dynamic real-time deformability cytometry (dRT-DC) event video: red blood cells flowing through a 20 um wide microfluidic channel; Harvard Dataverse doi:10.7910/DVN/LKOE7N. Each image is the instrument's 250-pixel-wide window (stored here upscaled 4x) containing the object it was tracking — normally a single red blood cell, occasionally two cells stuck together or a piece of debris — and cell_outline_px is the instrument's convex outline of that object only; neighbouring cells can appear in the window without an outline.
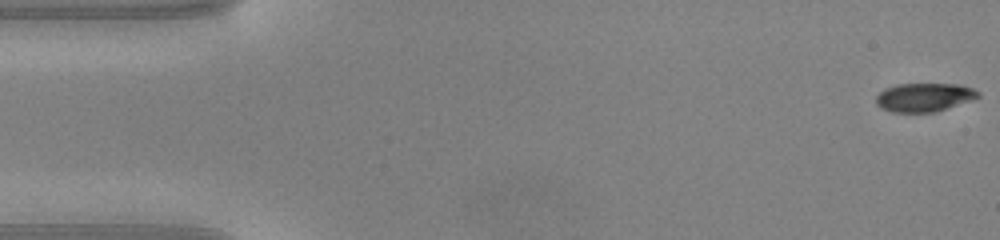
{"species": "common noctule bat (a hibernating species)", "species_latin": "Nyctalus noctula", "temperature_condition": "warm", "stored_images_in_passage": 49, "camera_frame_rate_fps": 3000, "um_per_image_px": 0.085, "animal": {"sex": "male", "body_mass_g": 20.0, "forearm_length_mm": 53.3}, "frame": {"image": 1, "passage_image": 1, "time_ms": 0.0, "image_size_px": [1000, 240], "cell_outline_px": [[980, 96], [972, 100], [936, 112], [892, 112], [880, 108], [876, 104], [876, 96], [884, 88], [896, 84], [960, 84], [972, 88], [980, 92]], "centroid_in_image_um": [78.55, 8.27], "position_along_channel_um": 6.5, "area_um2": 17.17}}
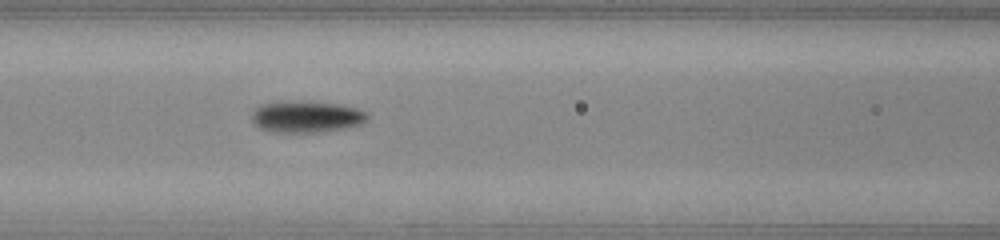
{"frame": {"image": 2, "passage_image": 20, "time_ms": 6.333, "image_size_px": [1000, 240], "cell_outline_px": [[368, 120], [360, 124], [348, 128], [316, 132], [272, 132], [260, 128], [252, 120], [252, 112], [260, 104], [292, 100], [300, 100], [340, 104], [356, 108], [368, 112]], "centroid_in_image_um": [26.06, 9.9], "position_along_channel_um": 140.5, "area_um2": 21.56}}
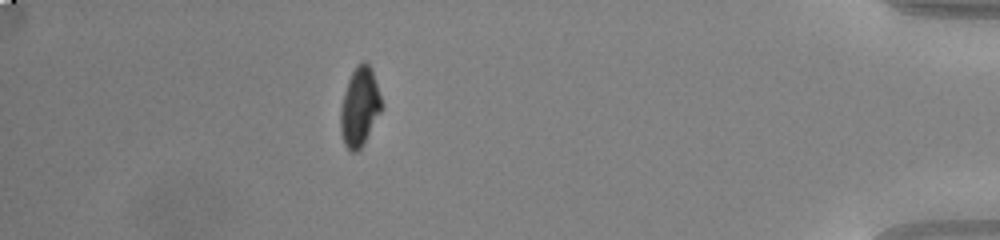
{"frame": {"image": 3, "passage_image": 43, "time_ms": 14.0, "image_size_px": [1000, 240], "cell_outline_px": [[384, 108], [364, 144], [356, 152], [352, 152], [344, 144], [340, 132], [340, 108], [344, 92], [348, 80], [356, 64], [364, 60], [372, 68], [384, 104]], "centroid_in_image_um": [30.6, 9.07], "position_along_channel_um": 404.6, "area_um2": 19.42}, "authors_computed_cell_mechanics": {"area_um2": 19.2474, "velocity_mm_per_s": 4.1667, "shape_relaxation_time_tau1_ms": 3.1411, "shape_relaxation_time_tau2_ms": 4.6793, "deformation_change_tau1": 0.1617, "deformation_change_tau2": 0.0843}}